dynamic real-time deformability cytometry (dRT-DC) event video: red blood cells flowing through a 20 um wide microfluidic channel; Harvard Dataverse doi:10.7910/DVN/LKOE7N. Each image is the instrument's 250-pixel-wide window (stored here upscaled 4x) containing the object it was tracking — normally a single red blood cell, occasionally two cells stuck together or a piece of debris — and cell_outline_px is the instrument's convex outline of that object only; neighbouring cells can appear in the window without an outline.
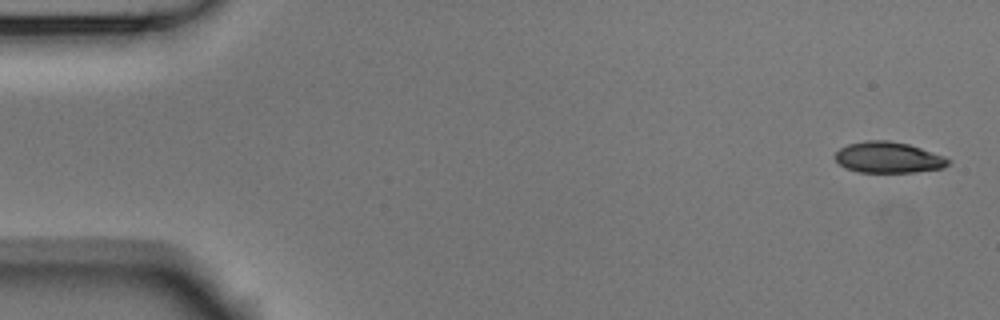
{"species": "Egyptian fruit bat (a non-hibernating species)", "species_latin": "Rousettus aegyptiacus", "temperature_condition": "room temperature", "stored_images_in_passage": 9, "camera_frame_rate_fps": 3000, "um_per_image_px": 0.085, "animal": {"sex": "male"}, "frame": {"image": 1, "passage_image": 1, "time_ms": 0.0, "image_size_px": [1000, 320], "cell_outline_px": [[952, 160], [944, 168], [916, 172], [856, 172], [844, 168], [832, 156], [840, 148], [848, 144], [864, 140], [888, 140], [908, 144], [944, 156]], "centroid_in_image_um": [75.48, 13.38], "position_along_channel_um": 9.5, "area_um2": 20.63}}
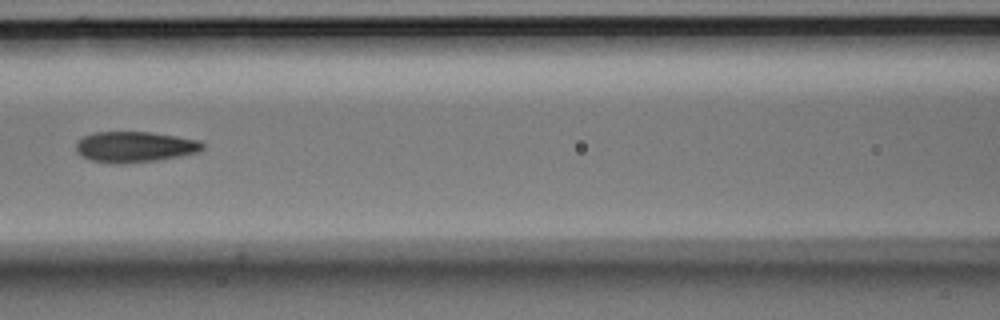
{"frame": {"image": 2, "passage_image": 6, "time_ms": 1.667, "image_size_px": [1000, 320], "cell_outline_px": [[204, 148], [196, 152], [180, 156], [156, 160], [92, 160], [80, 156], [76, 152], [76, 144], [84, 136], [96, 132], [148, 132], [176, 136], [200, 140], [204, 144]], "centroid_in_image_um": [11.5, 12.43], "position_along_channel_um": 155.1, "area_um2": 21.56}}
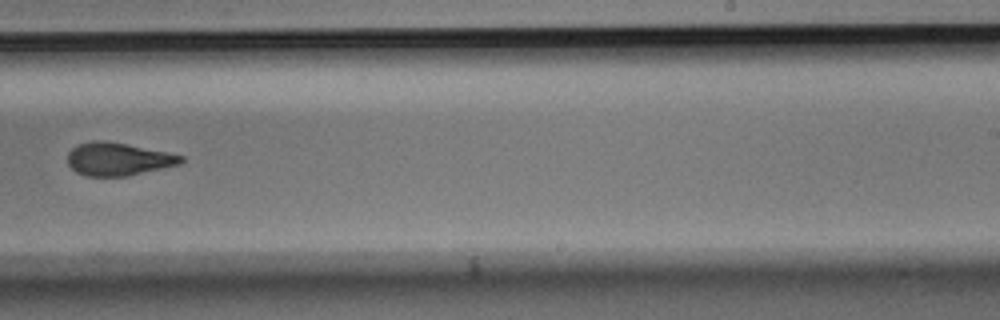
{"frame": {"image": 3, "passage_image": 9, "time_ms": 2.667, "image_size_px": [1000, 320], "cell_outline_px": [[184, 160], [180, 164], [128, 176], [84, 176], [76, 172], [68, 164], [68, 152], [72, 148], [80, 144], [92, 140], [104, 140], [184, 156]], "centroid_in_image_um": [10.0, 13.53], "position_along_channel_um": 279.0, "area_um2": 21.5}}